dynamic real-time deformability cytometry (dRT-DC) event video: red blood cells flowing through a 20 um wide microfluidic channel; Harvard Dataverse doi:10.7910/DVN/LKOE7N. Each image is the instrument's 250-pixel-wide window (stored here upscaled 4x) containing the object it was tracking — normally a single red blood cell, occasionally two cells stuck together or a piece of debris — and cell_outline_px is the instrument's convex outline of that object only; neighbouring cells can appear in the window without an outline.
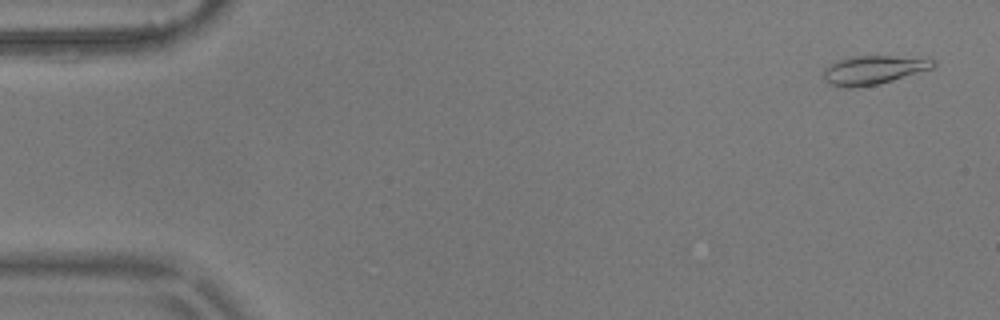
{"species": "common noctule bat (a hibernating species)", "species_latin": "Nyctalus noctula", "temperature_condition": "warm", "stored_images_in_passage": 4, "camera_frame_rate_fps": 3000, "um_per_image_px": 0.085, "animal": {"sex": "male", "body_mass_g": 17.9}, "frame": {"image": 1, "passage_image": 1, "time_ms": 0.0, "image_size_px": [1000, 320], "cell_outline_px": [[936, 64], [932, 68], [880, 84], [852, 88], [848, 88], [828, 84], [824, 80], [824, 68], [836, 60], [848, 56], [892, 56], [936, 60]], "centroid_in_image_um": [74.17, 5.95], "position_along_channel_um": 10.8, "area_um2": 18.38}}